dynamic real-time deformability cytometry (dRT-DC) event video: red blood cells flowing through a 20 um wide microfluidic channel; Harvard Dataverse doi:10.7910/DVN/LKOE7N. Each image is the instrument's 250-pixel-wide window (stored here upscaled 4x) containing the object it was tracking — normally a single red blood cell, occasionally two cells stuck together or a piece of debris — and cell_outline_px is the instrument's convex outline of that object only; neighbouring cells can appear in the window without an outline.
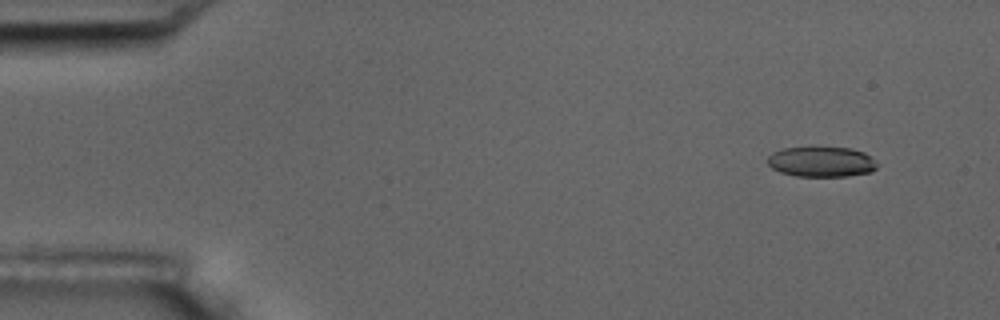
{"species": "common noctule bat (a hibernating species)", "species_latin": "Nyctalus noctula", "temperature_condition": "room temperature", "stored_images_in_passage": 16, "camera_frame_rate_fps": 3000, "um_per_image_px": 0.085, "animal": {"sex": "male", "body_mass_g": 17.5, "forearm_length_mm": 52.3}, "frame": {"image": 1, "passage_image": 1, "time_ms": 0.0, "image_size_px": [1000, 320], "cell_outline_px": [[876, 168], [872, 172], [848, 176], [796, 176], [780, 172], [772, 168], [768, 164], [768, 156], [772, 152], [784, 148], [852, 148], [864, 152], [876, 164]], "centroid_in_image_um": [69.8, 13.76], "position_along_channel_um": 15.2, "area_um2": 19.07}}
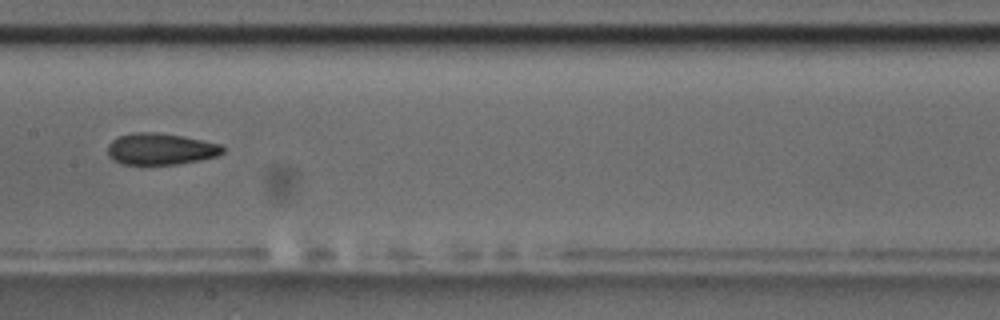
{"frame": {"image": 2, "passage_image": 8, "time_ms": 8.0, "image_size_px": [1000, 320], "cell_outline_px": [[224, 152], [216, 156], [200, 160], [176, 164], [120, 164], [112, 160], [108, 156], [108, 144], [112, 140], [120, 136], [132, 132], [156, 132], [184, 136], [220, 144], [224, 148]], "centroid_in_image_um": [13.63, 12.66], "position_along_channel_um": 193.8, "area_um2": 21.21}}
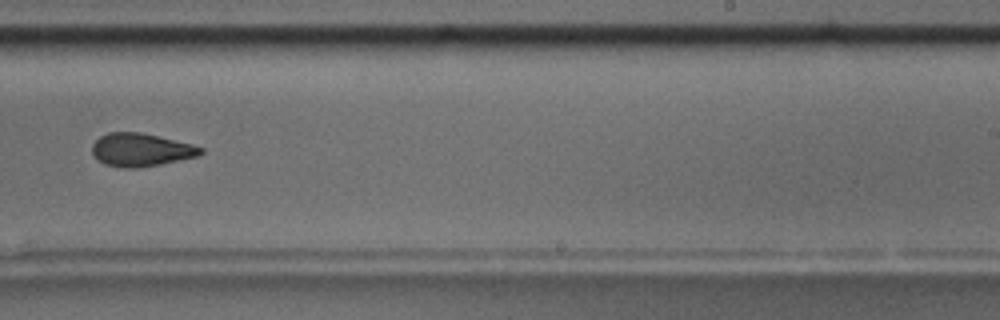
{"frame": {"image": 3, "passage_image": 10, "time_ms": 10.333, "image_size_px": [1000, 320], "cell_outline_px": [[204, 152], [200, 156], [160, 164], [136, 168], [124, 168], [104, 164], [96, 160], [92, 152], [92, 144], [100, 136], [108, 132], [140, 132], [192, 144], [204, 148]], "centroid_in_image_um": [11.97, 12.74], "position_along_channel_um": 277.0, "area_um2": 21.04}, "authors_computed_cell_mechanics": {"area_um2": 21.2704, "velocity_mm_per_s": 3.5777, "shape_relaxation_time_tau1_ms": 4.1526, "shape_relaxation_time_tau2_ms": 3.8682, "deformation_change_tau1": 0.1153, "deformation_change_tau2": 0.0994}}